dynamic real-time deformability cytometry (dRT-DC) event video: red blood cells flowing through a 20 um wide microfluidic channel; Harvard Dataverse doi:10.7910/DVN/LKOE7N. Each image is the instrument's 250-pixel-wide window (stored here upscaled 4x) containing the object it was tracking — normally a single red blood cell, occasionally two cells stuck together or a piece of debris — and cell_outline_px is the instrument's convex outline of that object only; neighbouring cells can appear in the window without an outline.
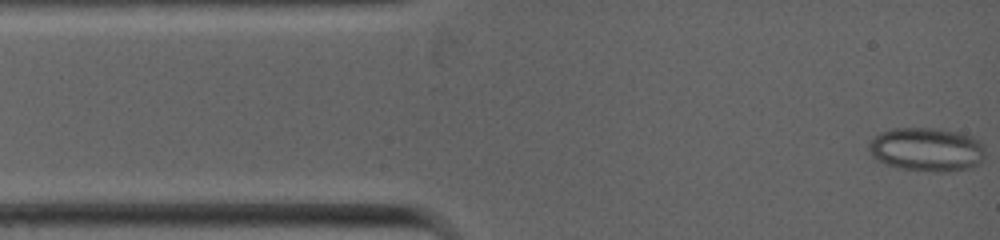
{"species": "common noctule bat (a hibernating species)", "species_latin": "Nyctalus noctula", "temperature_condition": "warm", "stored_images_in_passage": 66, "camera_frame_rate_fps": 5000, "um_per_image_px": 0.085, "animal": {"sex": "female", "body_mass_g": 19.0, "forearm_length_mm": 53.3}, "frame": {"image": 1, "passage_image": 1, "time_ms": 0.0, "image_size_px": [1000, 240], "cell_outline_px": [[984, 156], [980, 164], [972, 168], [948, 172], [932, 172], [896, 168], [876, 160], [872, 156], [868, 148], [868, 144], [880, 132], [892, 128], [936, 128], [956, 132], [972, 136], [980, 140], [984, 148]], "centroid_in_image_um": [78.78, 12.72], "position_along_channel_um": 6.2, "area_um2": 30.11}}
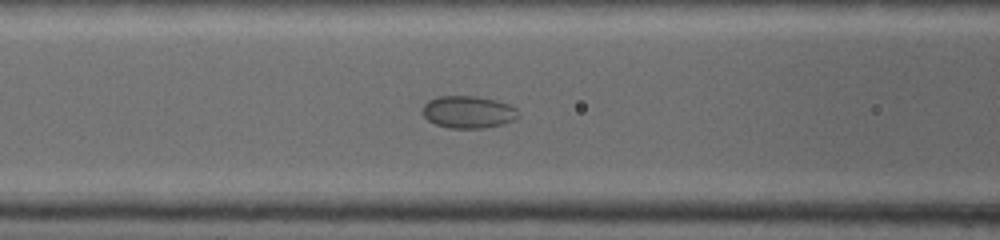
{"frame": {"image": 2, "passage_image": 20, "time_ms": 3.8, "image_size_px": [1000, 240], "cell_outline_px": [[520, 116], [516, 120], [504, 124], [484, 128], [448, 128], [436, 124], [428, 120], [420, 112], [424, 104], [428, 100], [440, 96], [476, 96], [496, 100], [508, 104], [516, 108], [520, 112]], "centroid_in_image_um": [39.82, 9.53], "position_along_channel_um": 126.8, "area_um2": 18.32}}
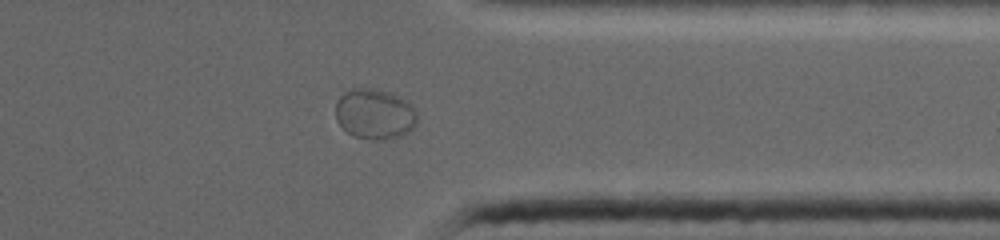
{"frame": {"image": 3, "passage_image": 46, "time_ms": 9.0, "image_size_px": [1000, 240], "cell_outline_px": [[416, 124], [408, 132], [400, 136], [384, 140], [376, 140], [352, 136], [336, 120], [336, 100], [344, 92], [352, 88], [372, 88], [388, 92], [400, 96], [412, 104], [416, 112]], "centroid_in_image_um": [31.85, 9.68], "position_along_channel_um": 379.6, "area_um2": 24.1}}